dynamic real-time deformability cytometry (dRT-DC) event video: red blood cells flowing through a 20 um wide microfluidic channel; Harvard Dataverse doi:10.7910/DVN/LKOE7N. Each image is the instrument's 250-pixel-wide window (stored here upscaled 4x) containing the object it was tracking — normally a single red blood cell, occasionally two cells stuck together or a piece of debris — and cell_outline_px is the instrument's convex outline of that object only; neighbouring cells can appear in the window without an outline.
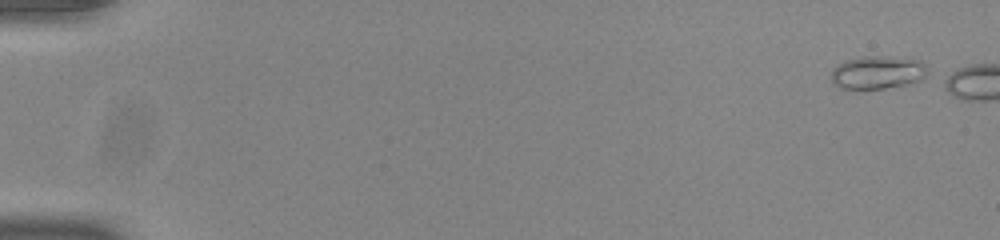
{"species": "common noctule bat (a hibernating species)", "species_latin": "Nyctalus noctula", "temperature_condition": "room temperature", "stored_images_in_passage": 6, "camera_frame_rate_fps": 3000, "um_per_image_px": 0.085, "animal": {"sex": "male", "body_mass_g": 20.0, "forearm_length_mm": 53.3}, "frame": {"image": 1, "passage_image": 2, "time_ms": 0.333, "image_size_px": [1000, 240], "cell_outline_px": [[924, 76], [920, 80], [908, 84], [884, 88], [840, 88], [832, 84], [832, 68], [844, 60], [860, 56], [912, 56], [920, 60], [924, 64]], "centroid_in_image_um": [74.58, 6.11], "position_along_channel_um": 10.4, "area_um2": 18.79}}